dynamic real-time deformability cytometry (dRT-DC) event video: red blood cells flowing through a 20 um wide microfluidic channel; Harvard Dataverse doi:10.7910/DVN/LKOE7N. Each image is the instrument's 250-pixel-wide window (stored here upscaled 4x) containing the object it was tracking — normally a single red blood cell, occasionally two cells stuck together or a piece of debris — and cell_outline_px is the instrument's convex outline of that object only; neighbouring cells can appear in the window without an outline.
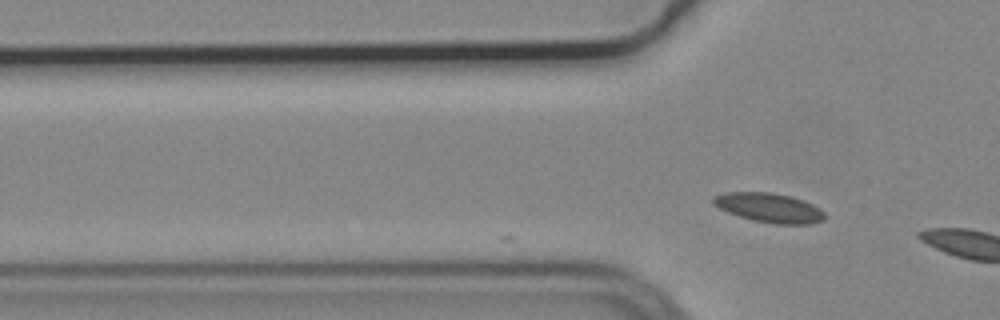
{"species": "common noctule bat (a hibernating species)", "species_latin": "Nyctalus noctula", "temperature_condition": "cold", "stored_images_in_passage": 4, "camera_frame_rate_fps": 3000, "um_per_image_px": 0.085, "animal": {"sex": "male", "body_mass_g": 19.2, "forearm_length_mm": 51.8}, "frame": {"image": 1, "passage_image": 4, "time_ms": 1.0, "image_size_px": [1000, 320], "cell_outline_px": [[824, 220], [812, 224], [776, 224], [752, 220], [728, 212], [712, 204], [712, 196], [724, 192], [772, 192], [792, 196], [804, 200], [820, 208], [824, 212]], "centroid_in_image_um": [65.38, 17.65], "position_along_channel_um": 60.4, "area_um2": 19.25}}